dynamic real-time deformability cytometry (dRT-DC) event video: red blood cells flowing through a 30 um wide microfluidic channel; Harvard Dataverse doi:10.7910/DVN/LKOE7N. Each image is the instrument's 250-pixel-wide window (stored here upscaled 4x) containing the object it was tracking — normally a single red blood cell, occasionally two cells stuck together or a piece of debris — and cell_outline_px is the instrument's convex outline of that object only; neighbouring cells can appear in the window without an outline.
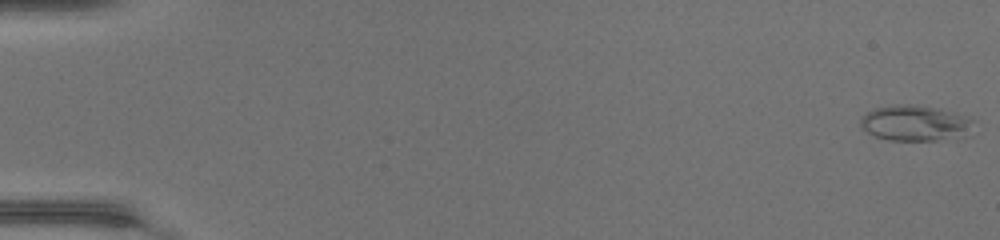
{"species": "common noctule bat (a hibernating species)", "species_latin": "Nyctalus noctula", "temperature_condition": "warm", "stored_images_in_passage": 49, "camera_frame_rate_fps": 3000, "um_per_image_px": 0.085, "animal": {"sex": "female", "body_mass_g": 17.0, "forearm_length_mm": 48.0}, "frame": {"image": 1, "passage_image": 1, "time_ms": 0.0, "image_size_px": [1000, 240], "cell_outline_px": [[972, 136], [936, 140], [888, 140], [876, 136], [868, 132], [860, 124], [860, 116], [872, 108], [892, 104], [912, 104], [940, 108], [964, 116], [972, 120]], "centroid_in_image_um": [77.79, 10.46], "position_along_channel_um": 7.2, "area_um2": 23.81}}
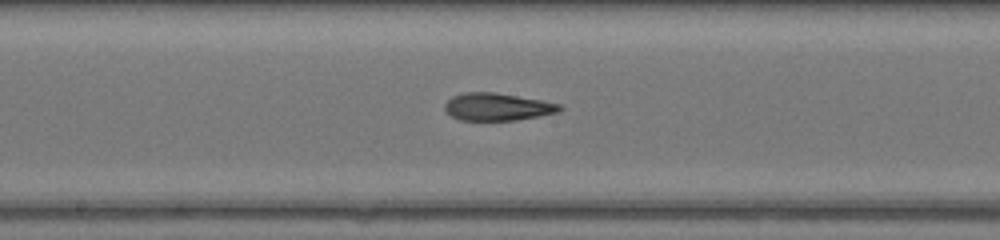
{"frame": {"image": 2, "passage_image": 27, "time_ms": 8.667, "image_size_px": [1000, 240], "cell_outline_px": [[564, 108], [560, 112], [540, 116], [516, 120], [460, 120], [452, 116], [444, 108], [444, 104], [452, 96], [464, 92], [496, 92], [540, 100], [560, 104]], "centroid_in_image_um": [42.29, 9.08], "position_along_channel_um": 205.9, "area_um2": 18.44}}
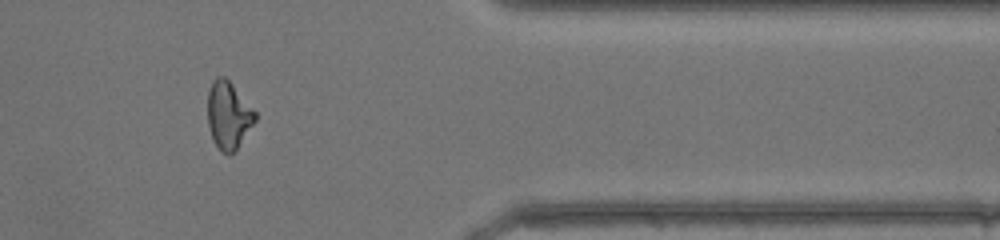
{"frame": {"image": 3, "passage_image": 41, "time_ms": 13.333, "image_size_px": [1000, 240], "cell_outline_px": [[256, 120], [236, 152], [228, 156], [220, 152], [212, 136], [208, 124], [208, 92], [212, 80], [216, 76], [224, 76], [232, 84], [256, 112]], "centroid_in_image_um": [19.42, 9.83], "position_along_channel_um": 392.0, "area_um2": 18.79}, "authors_computed_cell_mechanics": {"area_um2": 19.1318, "velocity_mm_per_s": 4.3815, "shape_relaxation_time_tau1_ms": null, "shape_relaxation_time_tau2_ms": 2.0213, "deformation_change_tau1": null, "deformation_change_tau2": 0.1071}}